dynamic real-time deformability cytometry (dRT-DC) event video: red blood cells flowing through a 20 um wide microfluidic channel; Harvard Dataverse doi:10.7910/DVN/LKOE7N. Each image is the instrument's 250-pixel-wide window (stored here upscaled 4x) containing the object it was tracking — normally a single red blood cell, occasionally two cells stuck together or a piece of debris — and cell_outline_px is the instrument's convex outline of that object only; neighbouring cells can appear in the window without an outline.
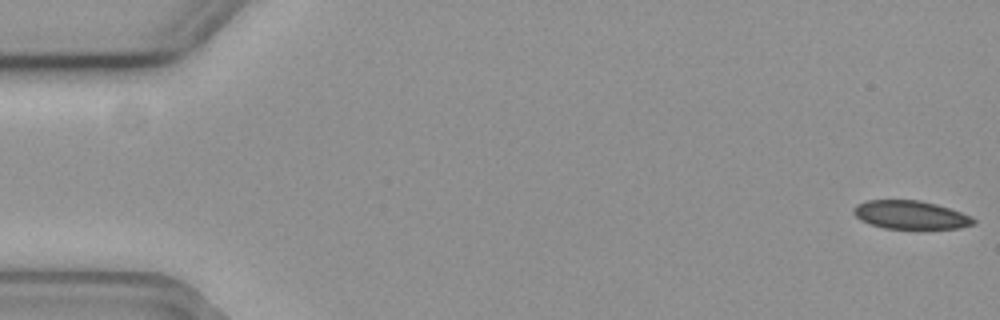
{"species": "common noctule bat (a hibernating species)", "species_latin": "Nyctalus noctula", "temperature_condition": "cold", "stored_images_in_passage": 57, "camera_frame_rate_fps": 3000, "um_per_image_px": 0.085, "animal": {"sex": "female", "body_mass_g": 19.3, "forearm_length_mm": 54.1}, "frame": {"image": 1, "passage_image": 1, "time_ms": 0.0, "image_size_px": [1000, 320], "cell_outline_px": [[976, 224], [960, 228], [884, 228], [872, 224], [856, 216], [852, 212], [852, 208], [856, 204], [864, 200], [920, 200], [936, 204], [972, 216], [976, 220]], "centroid_in_image_um": [77.4, 18.25], "position_along_channel_um": 7.6, "area_um2": 19.71}}
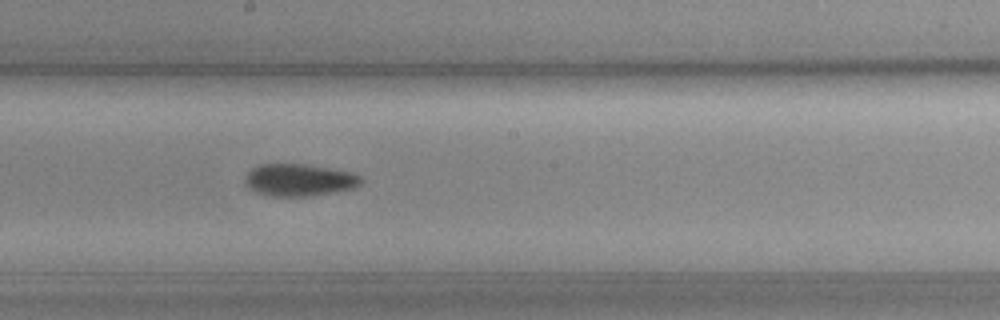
{"frame": {"image": 2, "passage_image": 31, "time_ms": 10.0, "image_size_px": [1000, 320], "cell_outline_px": [[364, 180], [360, 184], [352, 188], [336, 192], [312, 196], [272, 196], [256, 192], [244, 180], [244, 176], [252, 168], [260, 164], [304, 164], [328, 168], [348, 172], [360, 176]], "centroid_in_image_um": [25.43, 15.3], "position_along_channel_um": 222.8, "area_um2": 21.56}}
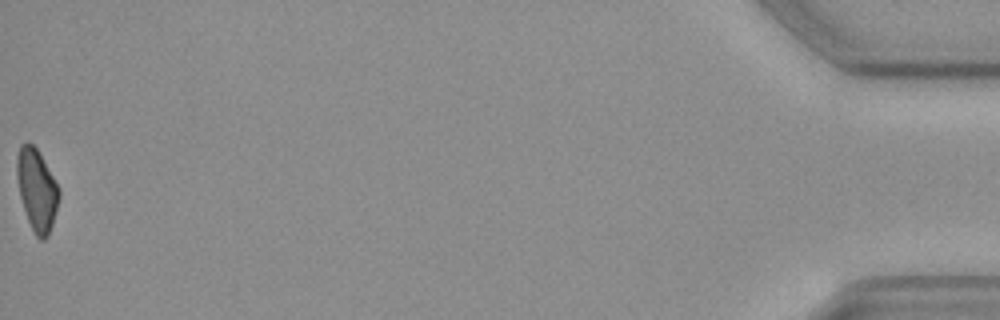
{"frame": {"image": 3, "passage_image": 57, "time_ms": 18.667, "image_size_px": [1000, 320], "cell_outline_px": [[60, 196], [52, 224], [48, 236], [44, 240], [40, 240], [36, 236], [28, 220], [20, 196], [16, 172], [16, 156], [20, 144], [28, 140], [36, 148], [60, 188]], "centroid_in_image_um": [3.12, 16.1], "position_along_channel_um": 432.1, "area_um2": 20.0}}